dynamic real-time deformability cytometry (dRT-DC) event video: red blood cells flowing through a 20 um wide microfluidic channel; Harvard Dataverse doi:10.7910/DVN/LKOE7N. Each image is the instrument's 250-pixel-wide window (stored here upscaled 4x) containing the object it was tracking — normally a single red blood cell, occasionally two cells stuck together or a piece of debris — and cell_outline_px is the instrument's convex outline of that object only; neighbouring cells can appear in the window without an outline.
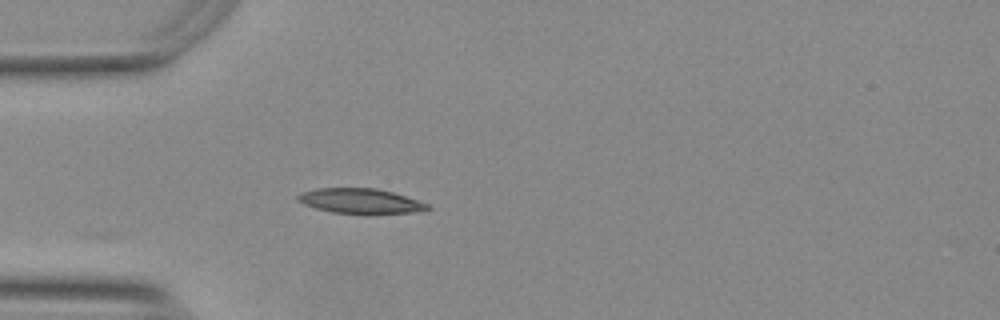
{"species": "Egyptian fruit bat (a non-hibernating species)", "species_latin": "Rousettus aegyptiacus", "temperature_condition": "warm", "stored_images_in_passage": 39, "camera_frame_rate_fps": 3000, "um_per_image_px": 0.085, "animal": {"sex": "female"}, "frame": {"image": 1, "passage_image": 1, "time_ms": 0.0, "image_size_px": [1000, 320], "cell_outline_px": [[432, 208], [428, 212], [332, 212], [316, 208], [304, 204], [296, 200], [296, 196], [300, 192], [316, 188], [376, 188], [392, 192], [428, 204]], "centroid_in_image_um": [30.61, 17.06], "position_along_channel_um": 54.4, "area_um2": 18.44}}
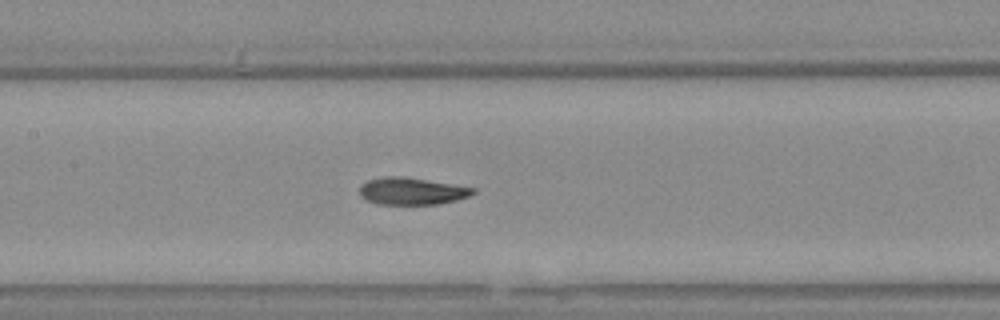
{"frame": {"image": 2, "passage_image": 11, "time_ms": 3.333, "image_size_px": [1000, 320], "cell_outline_px": [[476, 192], [468, 196], [456, 200], [436, 204], [380, 204], [364, 200], [360, 196], [360, 184], [368, 180], [384, 176], [404, 176], [476, 188]], "centroid_in_image_um": [34.96, 16.24], "position_along_channel_um": 172.4, "area_um2": 17.98}}
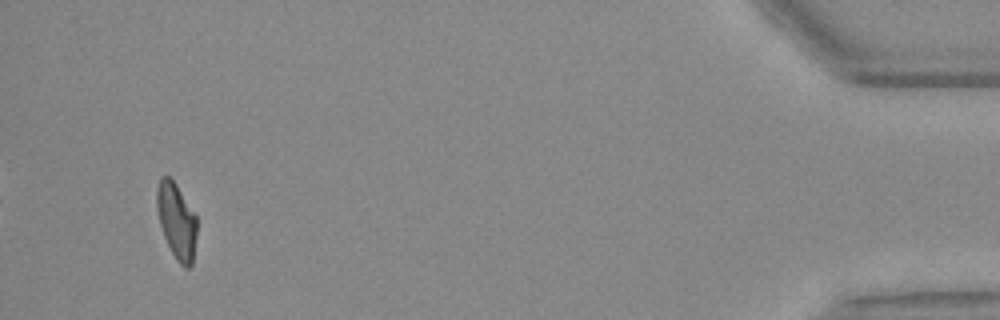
{"frame": {"image": 3, "passage_image": 37, "time_ms": 12.0, "image_size_px": [1000, 320], "cell_outline_px": [[196, 236], [192, 264], [188, 268], [184, 268], [176, 260], [164, 236], [160, 224], [156, 208], [156, 188], [160, 176], [168, 176], [176, 184], [196, 216]], "centroid_in_image_um": [14.99, 18.77], "position_along_channel_um": 420.2, "area_um2": 17.57}, "authors_computed_cell_mechanics": {"area_um2": 18.5538, "velocity_mm_per_s": 3.7581, "shape_relaxation_time_tau1_ms": 7.7486, "shape_relaxation_time_tau2_ms": 2.0993, "deformation_change_tau1": 0.219, "deformation_change_tau2": 0.0829}}